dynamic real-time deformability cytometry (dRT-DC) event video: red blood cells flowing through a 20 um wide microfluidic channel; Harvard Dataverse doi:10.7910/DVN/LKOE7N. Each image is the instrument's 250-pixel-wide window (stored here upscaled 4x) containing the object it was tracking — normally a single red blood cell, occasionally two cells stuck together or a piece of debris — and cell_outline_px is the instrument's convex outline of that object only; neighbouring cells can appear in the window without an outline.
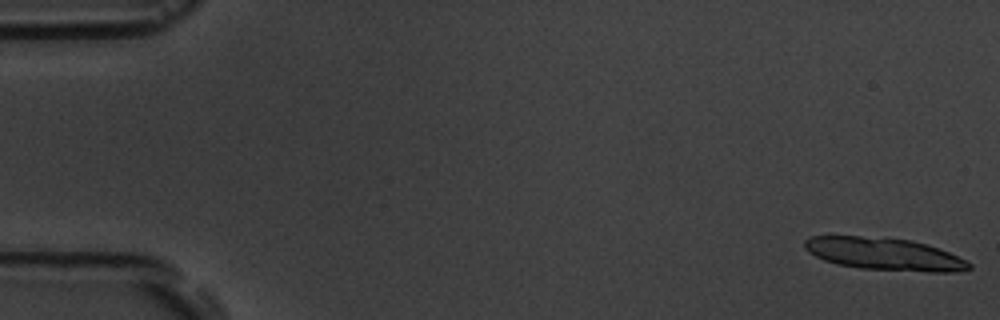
{"species": "common noctule bat (a hibernating species)", "species_latin": "Nyctalus noctula", "temperature_condition": "room temperature", "stored_images_in_passage": 5, "camera_frame_rate_fps": 3000, "um_per_image_px": 0.085, "animal": {"sex": "male", "body_mass_g": 19.5, "forearm_length_mm": 54.6}, "frame": {"image": 1, "passage_image": 1, "time_ms": 0.0, "image_size_px": [1000, 320], "cell_outline_px": [[972, 268], [956, 272], [928, 272], [860, 268], [836, 264], [824, 260], [808, 252], [804, 248], [804, 240], [808, 236], [860, 236], [908, 240], [924, 244], [948, 252], [968, 260], [972, 264]], "centroid_in_image_um": [75.15, 21.6], "position_along_channel_um": 9.8, "area_um2": 30.92}}